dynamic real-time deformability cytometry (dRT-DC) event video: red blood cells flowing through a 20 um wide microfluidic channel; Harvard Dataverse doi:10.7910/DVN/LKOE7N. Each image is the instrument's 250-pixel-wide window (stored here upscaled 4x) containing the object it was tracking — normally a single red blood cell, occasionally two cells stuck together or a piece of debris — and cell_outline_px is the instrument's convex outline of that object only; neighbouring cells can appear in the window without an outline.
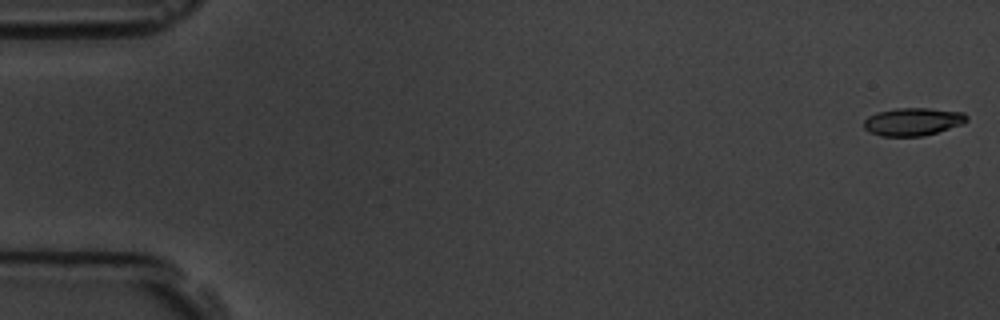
{"species": "common noctule bat (a hibernating species)", "species_latin": "Nyctalus noctula", "temperature_condition": "room temperature", "stored_images_in_passage": 6, "camera_frame_rate_fps": 3000, "um_per_image_px": 0.085, "animal": {"sex": "male", "body_mass_g": 19.5, "forearm_length_mm": 54.6}, "frame": {"image": 1, "passage_image": 1, "time_ms": 0.0, "image_size_px": [1000, 320], "cell_outline_px": [[968, 120], [964, 124], [924, 136], [880, 136], [868, 132], [864, 128], [864, 120], [868, 116], [876, 112], [896, 108], [928, 108], [964, 112], [968, 116]], "centroid_in_image_um": [77.6, 10.34], "position_along_channel_um": 7.4, "area_um2": 16.94}}
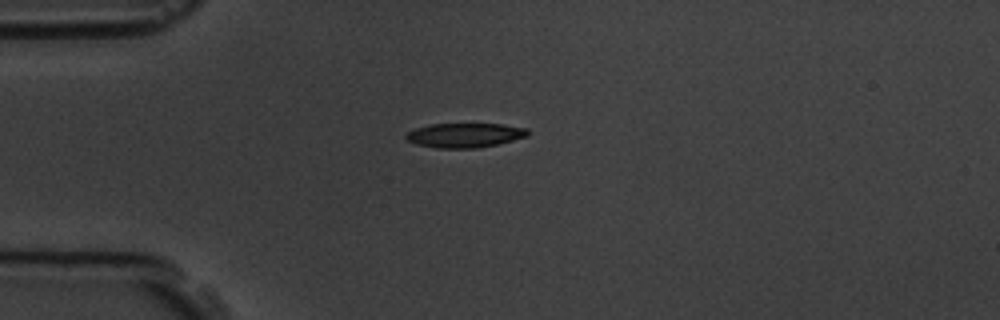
{"frame": {"image": 2, "passage_image": 5, "time_ms": 4.667, "image_size_px": [1000, 320], "cell_outline_px": [[528, 136], [496, 144], [476, 148], [436, 148], [416, 144], [408, 140], [404, 136], [408, 132], [416, 128], [432, 124], [504, 124], [528, 128]], "centroid_in_image_um": [39.51, 11.49], "position_along_channel_um": 45.5, "area_um2": 17.22}}